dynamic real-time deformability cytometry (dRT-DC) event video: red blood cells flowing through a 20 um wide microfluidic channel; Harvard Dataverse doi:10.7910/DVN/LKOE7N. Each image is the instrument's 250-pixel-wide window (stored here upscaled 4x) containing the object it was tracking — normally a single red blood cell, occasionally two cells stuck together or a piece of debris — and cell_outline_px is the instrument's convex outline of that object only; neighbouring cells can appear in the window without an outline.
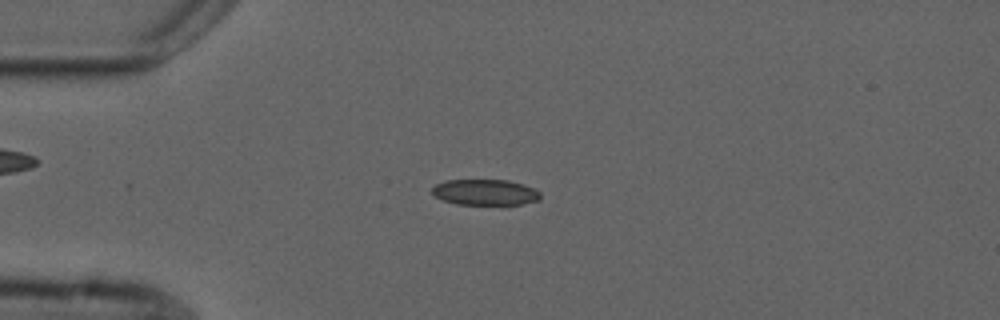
{"species": "common noctule bat (a hibernating species)", "species_latin": "Nyctalus noctula", "temperature_condition": "cold", "stored_images_in_passage": 4, "camera_frame_rate_fps": 3000, "um_per_image_px": 0.085, "animal": {"sex": "male", "forearm_length_mm": 52.5}, "frame": {"image": 1, "passage_image": 3, "time_ms": 3.333, "image_size_px": [1000, 320], "cell_outline_px": [[540, 200], [520, 204], [456, 204], [444, 200], [436, 196], [432, 192], [432, 188], [436, 184], [444, 180], [508, 180], [524, 184], [540, 192]], "centroid_in_image_um": [41.24, 16.33], "position_along_channel_um": 43.8, "area_um2": 16.18}}